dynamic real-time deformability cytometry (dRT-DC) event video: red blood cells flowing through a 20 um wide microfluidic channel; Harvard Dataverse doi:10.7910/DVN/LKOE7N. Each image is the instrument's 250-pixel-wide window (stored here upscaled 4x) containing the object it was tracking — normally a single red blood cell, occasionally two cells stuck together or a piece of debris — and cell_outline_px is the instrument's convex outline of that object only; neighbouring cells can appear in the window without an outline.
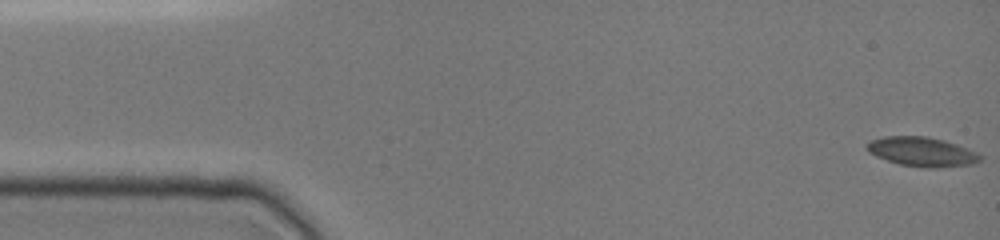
{"species": "common noctule bat (a hibernating species)", "species_latin": "Nyctalus noctula", "temperature_condition": "cold", "stored_images_in_passage": 48, "camera_frame_rate_fps": 3000, "um_per_image_px": 0.085, "animal": {"sex": "female", "body_mass_g": 19.0, "forearm_length_mm": 51.5}, "frame": {"image": 1, "passage_image": 1, "time_ms": 0.0, "image_size_px": [1000, 240], "cell_outline_px": [[984, 156], [980, 160], [972, 164], [936, 168], [928, 168], [900, 164], [876, 156], [868, 152], [864, 148], [868, 140], [884, 136], [928, 136], [944, 140], [968, 148]], "centroid_in_image_um": [78.34, 12.88], "position_along_channel_um": 6.7, "area_um2": 19.54}}
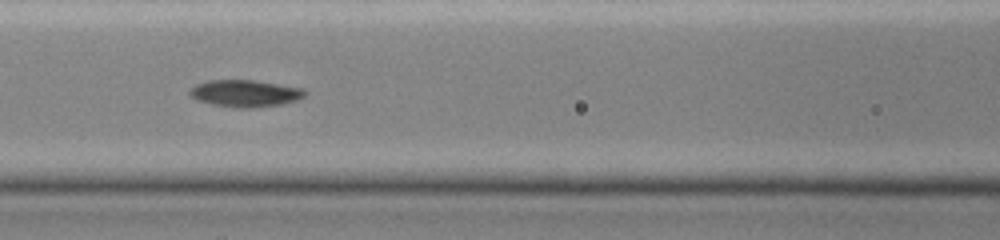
{"frame": {"image": 2, "passage_image": 21, "time_ms": 6.667, "image_size_px": [1000, 240], "cell_outline_px": [[308, 92], [304, 96], [296, 100], [280, 104], [252, 108], [236, 108], [212, 104], [196, 100], [188, 92], [196, 84], [208, 80], [256, 80], [304, 88]], "centroid_in_image_um": [20.85, 7.93], "position_along_channel_um": 145.7, "area_um2": 18.15}}
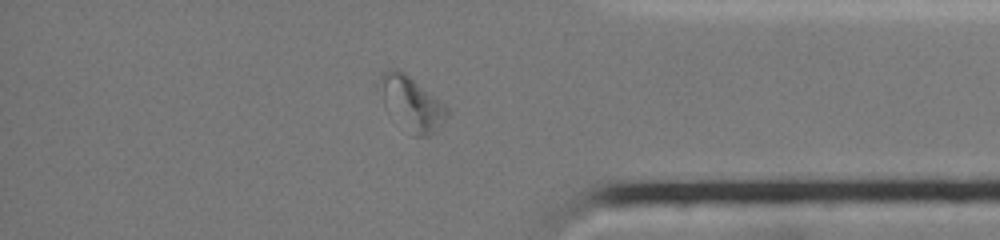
{"frame": {"image": 3, "passage_image": 41, "time_ms": 13.333, "image_size_px": [1000, 240], "cell_outline_px": [[448, 116], [440, 128], [436, 132], [428, 136], [412, 136], [384, 108], [380, 80], [380, 76], [388, 68], [396, 68], [404, 72], [444, 104], [448, 108]], "centroid_in_image_um": [34.99, 8.83], "position_along_channel_um": 400.2, "area_um2": 21.04}, "authors_computed_cell_mechanics": {"area_um2": 18.0625, "velocity_mm_per_s": 3.9258, "shape_relaxation_time_tau1_ms": 7.016, "shape_relaxation_time_tau2_ms": null, "deformation_change_tau1": 0.1804, "deformation_change_tau2": null}}